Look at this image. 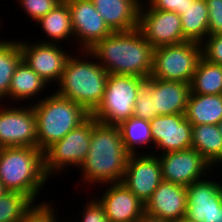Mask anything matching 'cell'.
Listing matches in <instances>:
<instances>
[{"mask_svg":"<svg viewBox=\"0 0 222 222\" xmlns=\"http://www.w3.org/2000/svg\"><path fill=\"white\" fill-rule=\"evenodd\" d=\"M185 218L195 222H212V215L222 205V183L198 180L186 187Z\"/></svg>","mask_w":222,"mask_h":222,"instance_id":"2e32d148","label":"cell"},{"mask_svg":"<svg viewBox=\"0 0 222 222\" xmlns=\"http://www.w3.org/2000/svg\"><path fill=\"white\" fill-rule=\"evenodd\" d=\"M31 105L23 108L1 105L0 148L37 147L36 114Z\"/></svg>","mask_w":222,"mask_h":222,"instance_id":"30bf717a","label":"cell"},{"mask_svg":"<svg viewBox=\"0 0 222 222\" xmlns=\"http://www.w3.org/2000/svg\"><path fill=\"white\" fill-rule=\"evenodd\" d=\"M191 148L197 150L201 156L214 168L222 163V135L218 125H192Z\"/></svg>","mask_w":222,"mask_h":222,"instance_id":"7402d4cb","label":"cell"},{"mask_svg":"<svg viewBox=\"0 0 222 222\" xmlns=\"http://www.w3.org/2000/svg\"><path fill=\"white\" fill-rule=\"evenodd\" d=\"M97 120L90 115L84 122L44 151V169L48 177L65 167H80L91 142L92 126Z\"/></svg>","mask_w":222,"mask_h":222,"instance_id":"ba28073f","label":"cell"},{"mask_svg":"<svg viewBox=\"0 0 222 222\" xmlns=\"http://www.w3.org/2000/svg\"><path fill=\"white\" fill-rule=\"evenodd\" d=\"M19 41H0V101L8 97L11 78L22 61Z\"/></svg>","mask_w":222,"mask_h":222,"instance_id":"83f0119b","label":"cell"},{"mask_svg":"<svg viewBox=\"0 0 222 222\" xmlns=\"http://www.w3.org/2000/svg\"><path fill=\"white\" fill-rule=\"evenodd\" d=\"M191 94V84L152 78L154 113L170 115L185 113Z\"/></svg>","mask_w":222,"mask_h":222,"instance_id":"d6986e66","label":"cell"},{"mask_svg":"<svg viewBox=\"0 0 222 222\" xmlns=\"http://www.w3.org/2000/svg\"><path fill=\"white\" fill-rule=\"evenodd\" d=\"M112 32L138 28L141 0H91Z\"/></svg>","mask_w":222,"mask_h":222,"instance_id":"ffe728a7","label":"cell"},{"mask_svg":"<svg viewBox=\"0 0 222 222\" xmlns=\"http://www.w3.org/2000/svg\"><path fill=\"white\" fill-rule=\"evenodd\" d=\"M23 11L30 16L33 21H38L43 16L53 10L62 0H17Z\"/></svg>","mask_w":222,"mask_h":222,"instance_id":"4dcf8cb0","label":"cell"},{"mask_svg":"<svg viewBox=\"0 0 222 222\" xmlns=\"http://www.w3.org/2000/svg\"><path fill=\"white\" fill-rule=\"evenodd\" d=\"M212 222H222V205L213 213Z\"/></svg>","mask_w":222,"mask_h":222,"instance_id":"74e56055","label":"cell"},{"mask_svg":"<svg viewBox=\"0 0 222 222\" xmlns=\"http://www.w3.org/2000/svg\"><path fill=\"white\" fill-rule=\"evenodd\" d=\"M185 117L192 125H218L222 120V94L203 95L191 93Z\"/></svg>","mask_w":222,"mask_h":222,"instance_id":"44dd1931","label":"cell"},{"mask_svg":"<svg viewBox=\"0 0 222 222\" xmlns=\"http://www.w3.org/2000/svg\"><path fill=\"white\" fill-rule=\"evenodd\" d=\"M147 6L144 9L141 3L138 29L154 49L187 41L182 32L180 15Z\"/></svg>","mask_w":222,"mask_h":222,"instance_id":"9c48e42d","label":"cell"},{"mask_svg":"<svg viewBox=\"0 0 222 222\" xmlns=\"http://www.w3.org/2000/svg\"><path fill=\"white\" fill-rule=\"evenodd\" d=\"M29 43L19 42L22 60L48 84L51 81L58 83L71 54L58 43Z\"/></svg>","mask_w":222,"mask_h":222,"instance_id":"4fadbf2b","label":"cell"},{"mask_svg":"<svg viewBox=\"0 0 222 222\" xmlns=\"http://www.w3.org/2000/svg\"><path fill=\"white\" fill-rule=\"evenodd\" d=\"M204 41L201 44L202 57L213 64L222 65V33L208 35Z\"/></svg>","mask_w":222,"mask_h":222,"instance_id":"1f68e13d","label":"cell"},{"mask_svg":"<svg viewBox=\"0 0 222 222\" xmlns=\"http://www.w3.org/2000/svg\"><path fill=\"white\" fill-rule=\"evenodd\" d=\"M90 202V203H89ZM84 206L82 220L79 222H109L102 204L97 199H90Z\"/></svg>","mask_w":222,"mask_h":222,"instance_id":"e575fe53","label":"cell"},{"mask_svg":"<svg viewBox=\"0 0 222 222\" xmlns=\"http://www.w3.org/2000/svg\"><path fill=\"white\" fill-rule=\"evenodd\" d=\"M134 222H175L170 219L158 218L144 213L139 219Z\"/></svg>","mask_w":222,"mask_h":222,"instance_id":"8d00e7d4","label":"cell"},{"mask_svg":"<svg viewBox=\"0 0 222 222\" xmlns=\"http://www.w3.org/2000/svg\"><path fill=\"white\" fill-rule=\"evenodd\" d=\"M144 81L142 77L109 74L104 97L91 115L102 124L114 126L129 119Z\"/></svg>","mask_w":222,"mask_h":222,"instance_id":"8992f818","label":"cell"},{"mask_svg":"<svg viewBox=\"0 0 222 222\" xmlns=\"http://www.w3.org/2000/svg\"><path fill=\"white\" fill-rule=\"evenodd\" d=\"M151 153L130 155L121 181L143 204L163 180L159 158Z\"/></svg>","mask_w":222,"mask_h":222,"instance_id":"7c38bea8","label":"cell"},{"mask_svg":"<svg viewBox=\"0 0 222 222\" xmlns=\"http://www.w3.org/2000/svg\"><path fill=\"white\" fill-rule=\"evenodd\" d=\"M152 94V78L149 77L140 85L139 94L133 108V115L145 119L152 120L157 115L154 113V104Z\"/></svg>","mask_w":222,"mask_h":222,"instance_id":"f546056e","label":"cell"},{"mask_svg":"<svg viewBox=\"0 0 222 222\" xmlns=\"http://www.w3.org/2000/svg\"><path fill=\"white\" fill-rule=\"evenodd\" d=\"M149 122L153 144L162 153L191 148L192 124L185 113L159 115Z\"/></svg>","mask_w":222,"mask_h":222,"instance_id":"9a60e30c","label":"cell"},{"mask_svg":"<svg viewBox=\"0 0 222 222\" xmlns=\"http://www.w3.org/2000/svg\"><path fill=\"white\" fill-rule=\"evenodd\" d=\"M187 191L183 185L162 180L145 204V213L175 222L185 217Z\"/></svg>","mask_w":222,"mask_h":222,"instance_id":"e0dca14e","label":"cell"},{"mask_svg":"<svg viewBox=\"0 0 222 222\" xmlns=\"http://www.w3.org/2000/svg\"><path fill=\"white\" fill-rule=\"evenodd\" d=\"M84 53L92 60L70 55L55 93L81 105L91 115L104 97L109 74L97 61L92 62L96 58L89 50Z\"/></svg>","mask_w":222,"mask_h":222,"instance_id":"3957f363","label":"cell"},{"mask_svg":"<svg viewBox=\"0 0 222 222\" xmlns=\"http://www.w3.org/2000/svg\"><path fill=\"white\" fill-rule=\"evenodd\" d=\"M70 9L73 33L82 51L91 49L112 31L91 0H65Z\"/></svg>","mask_w":222,"mask_h":222,"instance_id":"5bb4252c","label":"cell"},{"mask_svg":"<svg viewBox=\"0 0 222 222\" xmlns=\"http://www.w3.org/2000/svg\"><path fill=\"white\" fill-rule=\"evenodd\" d=\"M118 127L124 148L130 155L139 153L136 149L137 146L140 148L143 146L144 148L146 144H153L150 122L148 120L133 115L129 119L122 121Z\"/></svg>","mask_w":222,"mask_h":222,"instance_id":"4316f807","label":"cell"},{"mask_svg":"<svg viewBox=\"0 0 222 222\" xmlns=\"http://www.w3.org/2000/svg\"><path fill=\"white\" fill-rule=\"evenodd\" d=\"M7 192L6 188L3 186V184L0 181V197H2Z\"/></svg>","mask_w":222,"mask_h":222,"instance_id":"f35d334b","label":"cell"},{"mask_svg":"<svg viewBox=\"0 0 222 222\" xmlns=\"http://www.w3.org/2000/svg\"><path fill=\"white\" fill-rule=\"evenodd\" d=\"M218 127H219L220 133L222 135V120L219 122Z\"/></svg>","mask_w":222,"mask_h":222,"instance_id":"60d3db41","label":"cell"},{"mask_svg":"<svg viewBox=\"0 0 222 222\" xmlns=\"http://www.w3.org/2000/svg\"><path fill=\"white\" fill-rule=\"evenodd\" d=\"M201 58V43L192 41L155 48L150 77L190 84Z\"/></svg>","mask_w":222,"mask_h":222,"instance_id":"52a82bcc","label":"cell"},{"mask_svg":"<svg viewBox=\"0 0 222 222\" xmlns=\"http://www.w3.org/2000/svg\"><path fill=\"white\" fill-rule=\"evenodd\" d=\"M34 204L26 195L7 191L0 197V222H22Z\"/></svg>","mask_w":222,"mask_h":222,"instance_id":"f1b7e54d","label":"cell"},{"mask_svg":"<svg viewBox=\"0 0 222 222\" xmlns=\"http://www.w3.org/2000/svg\"><path fill=\"white\" fill-rule=\"evenodd\" d=\"M32 107L36 114L37 148L43 152L90 116L81 105L54 92Z\"/></svg>","mask_w":222,"mask_h":222,"instance_id":"5b68a950","label":"cell"},{"mask_svg":"<svg viewBox=\"0 0 222 222\" xmlns=\"http://www.w3.org/2000/svg\"><path fill=\"white\" fill-rule=\"evenodd\" d=\"M36 23H40V27L42 26L41 28L45 35L47 34V37H50L49 41L44 39V41L40 40V42L58 43L60 45L61 41L65 42V40L74 36L70 9L65 0H62L53 10L40 18Z\"/></svg>","mask_w":222,"mask_h":222,"instance_id":"603a6c76","label":"cell"},{"mask_svg":"<svg viewBox=\"0 0 222 222\" xmlns=\"http://www.w3.org/2000/svg\"><path fill=\"white\" fill-rule=\"evenodd\" d=\"M209 14V35L222 33V0H206Z\"/></svg>","mask_w":222,"mask_h":222,"instance_id":"836d02e7","label":"cell"},{"mask_svg":"<svg viewBox=\"0 0 222 222\" xmlns=\"http://www.w3.org/2000/svg\"><path fill=\"white\" fill-rule=\"evenodd\" d=\"M98 201L109 222H134L145 213L143 204L122 182L108 183Z\"/></svg>","mask_w":222,"mask_h":222,"instance_id":"ac0fdd59","label":"cell"},{"mask_svg":"<svg viewBox=\"0 0 222 222\" xmlns=\"http://www.w3.org/2000/svg\"><path fill=\"white\" fill-rule=\"evenodd\" d=\"M194 0H147L148 5L153 9L176 12L178 15L184 14V10Z\"/></svg>","mask_w":222,"mask_h":222,"instance_id":"d590c367","label":"cell"},{"mask_svg":"<svg viewBox=\"0 0 222 222\" xmlns=\"http://www.w3.org/2000/svg\"><path fill=\"white\" fill-rule=\"evenodd\" d=\"M89 51L108 74L131 75L147 79L153 69V46L136 28L112 32Z\"/></svg>","mask_w":222,"mask_h":222,"instance_id":"6da1fadb","label":"cell"},{"mask_svg":"<svg viewBox=\"0 0 222 222\" xmlns=\"http://www.w3.org/2000/svg\"><path fill=\"white\" fill-rule=\"evenodd\" d=\"M48 179L44 152L39 148H0V181L7 191L21 193L35 202Z\"/></svg>","mask_w":222,"mask_h":222,"instance_id":"277c9868","label":"cell"},{"mask_svg":"<svg viewBox=\"0 0 222 222\" xmlns=\"http://www.w3.org/2000/svg\"><path fill=\"white\" fill-rule=\"evenodd\" d=\"M157 156L161 164L163 180L185 187L201 180L213 170L212 165L194 148L157 154Z\"/></svg>","mask_w":222,"mask_h":222,"instance_id":"8fae6325","label":"cell"},{"mask_svg":"<svg viewBox=\"0 0 222 222\" xmlns=\"http://www.w3.org/2000/svg\"><path fill=\"white\" fill-rule=\"evenodd\" d=\"M180 17L184 38L187 41L202 44L209 35V14L206 0H194Z\"/></svg>","mask_w":222,"mask_h":222,"instance_id":"d4e9b609","label":"cell"},{"mask_svg":"<svg viewBox=\"0 0 222 222\" xmlns=\"http://www.w3.org/2000/svg\"><path fill=\"white\" fill-rule=\"evenodd\" d=\"M130 154L125 150L118 126L96 122L92 126L88 154L80 165L84 183H119ZM88 182V183H87ZM95 182V183H94Z\"/></svg>","mask_w":222,"mask_h":222,"instance_id":"7a4b0ae2","label":"cell"},{"mask_svg":"<svg viewBox=\"0 0 222 222\" xmlns=\"http://www.w3.org/2000/svg\"><path fill=\"white\" fill-rule=\"evenodd\" d=\"M47 82L43 80L23 60L16 67L9 86L8 97L13 101L29 100L45 90ZM36 95V96H35Z\"/></svg>","mask_w":222,"mask_h":222,"instance_id":"cb8c5ba5","label":"cell"},{"mask_svg":"<svg viewBox=\"0 0 222 222\" xmlns=\"http://www.w3.org/2000/svg\"><path fill=\"white\" fill-rule=\"evenodd\" d=\"M177 222H195V221H191V220L184 217L180 221H177Z\"/></svg>","mask_w":222,"mask_h":222,"instance_id":"ab89813d","label":"cell"},{"mask_svg":"<svg viewBox=\"0 0 222 222\" xmlns=\"http://www.w3.org/2000/svg\"><path fill=\"white\" fill-rule=\"evenodd\" d=\"M39 203V204H38ZM27 211L25 218L22 222H59L56 219L55 210L51 206V202L44 201V203L38 202Z\"/></svg>","mask_w":222,"mask_h":222,"instance_id":"d6a6232c","label":"cell"},{"mask_svg":"<svg viewBox=\"0 0 222 222\" xmlns=\"http://www.w3.org/2000/svg\"><path fill=\"white\" fill-rule=\"evenodd\" d=\"M190 84L191 93L222 94V65L213 64L202 57Z\"/></svg>","mask_w":222,"mask_h":222,"instance_id":"484cf974","label":"cell"}]
</instances>
